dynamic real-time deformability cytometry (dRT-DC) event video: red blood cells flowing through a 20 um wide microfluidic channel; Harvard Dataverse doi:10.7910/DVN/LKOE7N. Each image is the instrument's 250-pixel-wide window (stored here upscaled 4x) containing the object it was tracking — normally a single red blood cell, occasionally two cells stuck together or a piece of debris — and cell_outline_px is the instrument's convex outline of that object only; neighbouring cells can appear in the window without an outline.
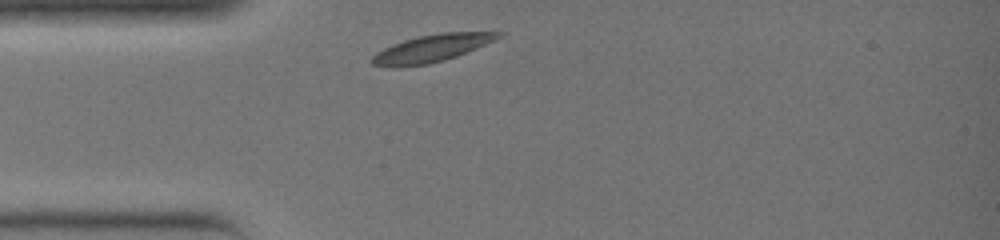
{"species": "common noctule bat (a hibernating species)", "species_latin": "Nyctalus noctula", "temperature_condition": "warm", "stored_images_in_passage": 23, "camera_frame_rate_fps": 3000, "um_per_image_px": 0.085, "animal": {"sex": "female", "body_mass_g": 19.0, "forearm_length_mm": 51.5}, "frame": {"image": 1, "passage_image": 1, "time_ms": 0.0, "image_size_px": [1000, 240], "cell_outline_px": [[504, 32], [500, 36], [476, 48], [456, 56], [444, 60], [428, 64], [396, 68], [392, 68], [372, 64], [368, 60], [376, 52], [392, 44], [404, 40], [420, 36], [440, 32]], "centroid_in_image_um": [36.59, 4.13], "position_along_channel_um": 48.4, "area_um2": 20.0}}
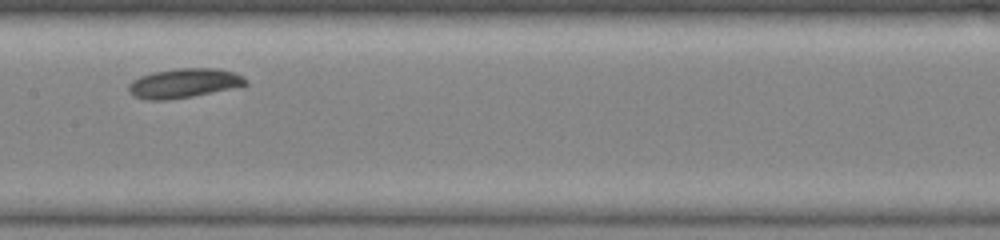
{"frame": {"image": 2, "passage_image": 10, "time_ms": 3.0, "image_size_px": [1000, 240], "cell_outline_px": [[248, 84], [244, 88], [192, 96], [164, 100], [148, 100], [132, 96], [128, 92], [128, 84], [132, 80], [140, 76], [152, 72], [176, 68], [216, 68], [236, 72], [244, 76], [248, 80]], "centroid_in_image_um": [15.72, 7.07], "position_along_channel_um": 191.7, "area_um2": 20.75}}
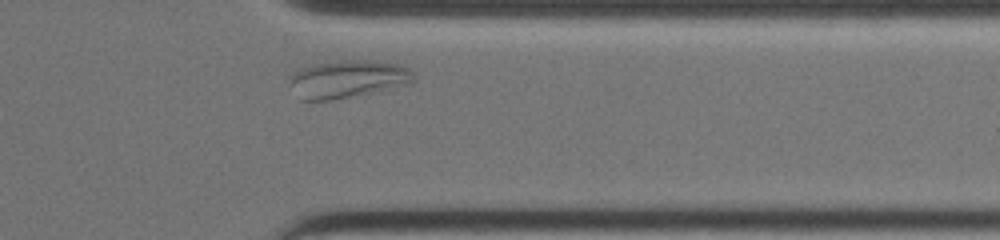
{"frame": {"image": 3, "passage_image": 21, "time_ms": 6.667, "image_size_px": [1000, 240], "cell_outline_px": [[416, 80], [368, 92], [328, 100], [300, 100], [288, 84], [292, 72], [300, 68], [312, 64], [336, 60], [372, 60], [400, 64], [408, 68], [416, 76]], "centroid_in_image_um": [29.45, 6.68], "position_along_channel_um": 381.9, "area_um2": 26.88}}